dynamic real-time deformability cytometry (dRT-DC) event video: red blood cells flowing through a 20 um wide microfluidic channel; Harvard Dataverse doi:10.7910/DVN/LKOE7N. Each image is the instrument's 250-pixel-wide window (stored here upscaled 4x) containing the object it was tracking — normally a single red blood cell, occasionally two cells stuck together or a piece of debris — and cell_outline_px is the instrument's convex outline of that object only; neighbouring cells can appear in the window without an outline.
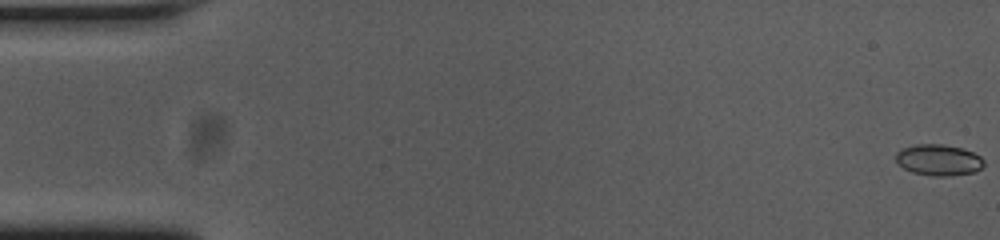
{"species": "common noctule bat (a hibernating species)", "species_latin": "Nyctalus noctula", "temperature_condition": "cold", "stored_images_in_passage": 11, "camera_frame_rate_fps": 3000, "um_per_image_px": 0.085, "animal": {"sex": "female", "body_mass_g": 23.0, "forearm_length_mm": 53.4}, "frame": {"image": 1, "passage_image": 1, "time_ms": 0.0, "image_size_px": [1000, 240], "cell_outline_px": [[984, 164], [976, 172], [948, 176], [932, 176], [912, 172], [904, 168], [896, 160], [896, 152], [900, 148], [916, 144], [944, 144], [960, 148], [972, 152], [980, 156], [984, 160]], "centroid_in_image_um": [79.77, 13.59], "position_along_channel_um": 5.2, "area_um2": 16.01}}